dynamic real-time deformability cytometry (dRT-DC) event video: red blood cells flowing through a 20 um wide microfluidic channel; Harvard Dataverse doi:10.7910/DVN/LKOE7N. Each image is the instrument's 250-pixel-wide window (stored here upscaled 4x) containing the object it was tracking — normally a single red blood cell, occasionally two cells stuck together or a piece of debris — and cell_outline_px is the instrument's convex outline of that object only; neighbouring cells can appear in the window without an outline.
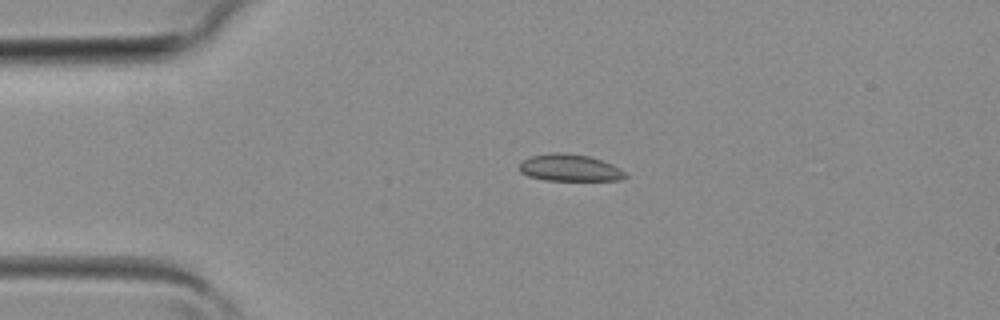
{"species": "common noctule bat (a hibernating species)", "species_latin": "Nyctalus noctula", "temperature_condition": "room temperature", "stored_images_in_passage": 3, "camera_frame_rate_fps": 3000, "um_per_image_px": 0.085, "animal": {"sex": "female", "body_mass_g": 19.3, "forearm_length_mm": 54.1}, "frame": {"image": 1, "passage_image": 2, "time_ms": 0.333, "image_size_px": [1000, 320], "cell_outline_px": [[628, 176], [620, 180], [544, 180], [528, 176], [520, 172], [520, 164], [528, 156], [552, 152], [560, 152], [588, 156], [612, 164], [620, 168]], "centroid_in_image_um": [48.4, 14.26], "position_along_channel_um": 36.6, "area_um2": 16.59}}
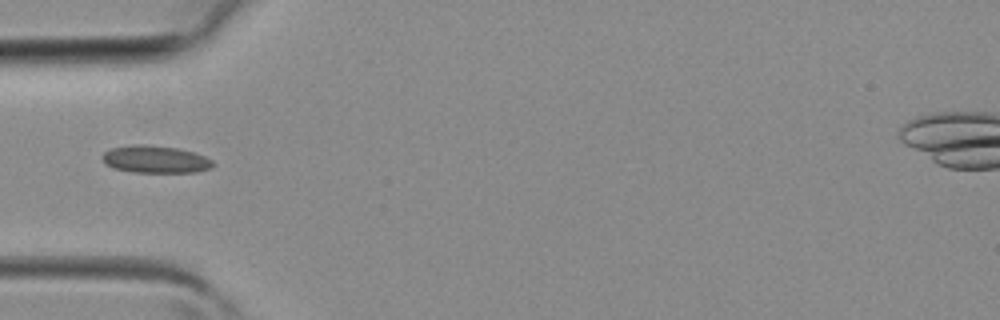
{"frame": {"image": 2, "passage_image": 3, "time_ms": 0.667, "image_size_px": [1000, 320], "cell_outline_px": [[216, 164], [212, 168], [196, 172], [136, 172], [112, 168], [104, 164], [100, 156], [104, 152], [112, 148], [136, 144], [144, 144], [176, 148], [192, 152], [204, 156], [212, 160]], "centroid_in_image_um": [13.19, 13.55], "position_along_channel_um": 71.8, "area_um2": 17.69}}